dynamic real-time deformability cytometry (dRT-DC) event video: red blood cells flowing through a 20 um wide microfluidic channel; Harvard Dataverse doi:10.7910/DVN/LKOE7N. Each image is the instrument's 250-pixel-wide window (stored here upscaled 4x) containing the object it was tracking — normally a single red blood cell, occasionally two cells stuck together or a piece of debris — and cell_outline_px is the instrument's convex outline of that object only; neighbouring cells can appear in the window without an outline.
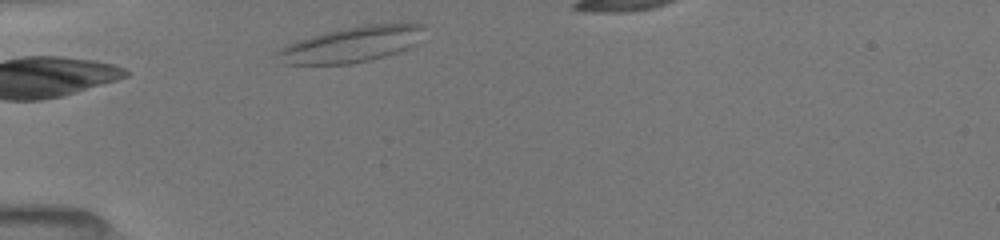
{"species": "common noctule bat (a hibernating species)", "species_latin": "Nyctalus noctula", "temperature_condition": "room temperature", "stored_images_in_passage": 10, "camera_frame_rate_fps": 3000, "um_per_image_px": 0.085, "animal": {"sex": "female", "body_mass_g": 19.5, "forearm_length_mm": 54.1}, "frame": {"image": 1, "passage_image": 1, "time_ms": 0.0, "image_size_px": [1000, 240], "cell_outline_px": [[424, 24], [412, 44], [396, 52], [384, 56], [352, 64], [284, 64], [276, 56], [276, 48], [296, 40], [324, 32], [364, 24]], "centroid_in_image_um": [29.7, 3.78], "position_along_channel_um": 55.3, "area_um2": 29.82}}